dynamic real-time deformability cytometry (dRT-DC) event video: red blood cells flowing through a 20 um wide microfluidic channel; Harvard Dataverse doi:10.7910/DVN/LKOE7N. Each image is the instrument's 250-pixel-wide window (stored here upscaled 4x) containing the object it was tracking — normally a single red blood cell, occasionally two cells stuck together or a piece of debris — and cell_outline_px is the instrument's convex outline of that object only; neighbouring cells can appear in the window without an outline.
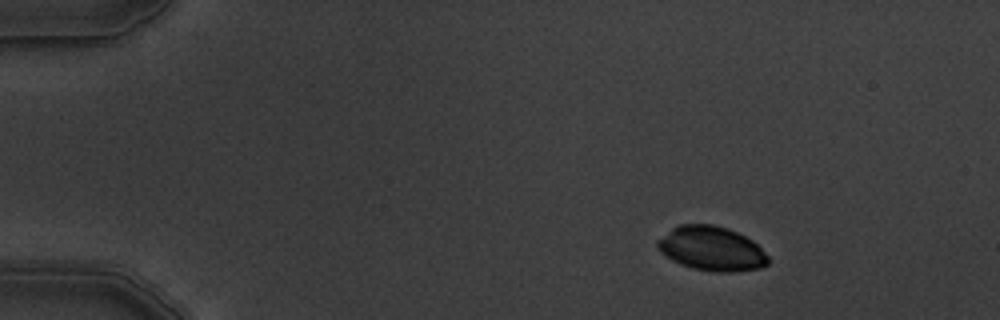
{"species": "common noctule bat (a hibernating species)", "species_latin": "Nyctalus noctula", "temperature_condition": "warm", "stored_images_in_passage": 4, "camera_frame_rate_fps": 3000, "um_per_image_px": 0.085, "animal": {"sex": "male", "body_mass_g": 19.5, "forearm_length_mm": 54.6}, "frame": {"image": 1, "passage_image": 1, "time_ms": 0.0, "image_size_px": [1000, 320], "cell_outline_px": [[768, 264], [760, 268], [736, 272], [712, 272], [692, 268], [680, 264], [672, 260], [660, 252], [656, 248], [656, 240], [672, 228], [680, 224], [712, 224], [728, 228], [752, 240], [768, 256]], "centroid_in_image_um": [60.45, 21.14], "position_along_channel_um": 24.6, "area_um2": 28.73}}
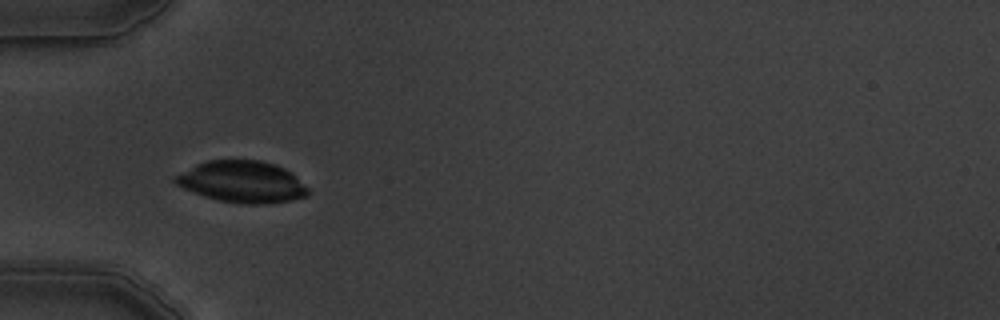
{"frame": {"image": 2, "passage_image": 3, "time_ms": 3.333, "image_size_px": [1000, 320], "cell_outline_px": [[308, 196], [292, 200], [268, 204], [240, 204], [220, 200], [204, 196], [192, 192], [176, 184], [172, 180], [172, 176], [196, 164], [208, 160], [260, 160], [276, 164], [292, 172], [308, 188]], "centroid_in_image_um": [20.58, 15.45], "position_along_channel_um": 64.4, "area_um2": 32.48}}